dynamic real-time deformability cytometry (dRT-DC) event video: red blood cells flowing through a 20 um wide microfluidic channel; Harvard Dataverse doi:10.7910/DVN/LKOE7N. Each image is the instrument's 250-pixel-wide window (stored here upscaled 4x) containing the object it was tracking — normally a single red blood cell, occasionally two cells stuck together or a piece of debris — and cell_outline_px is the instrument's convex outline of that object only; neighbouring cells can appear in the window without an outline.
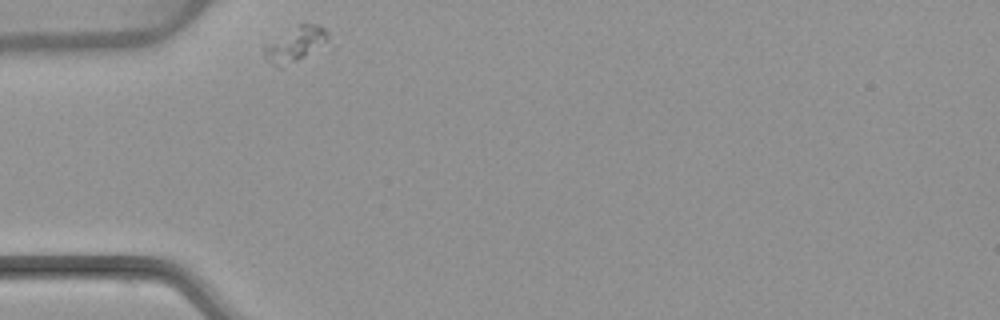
{"species": "common noctule bat (a hibernating species)", "species_latin": "Nyctalus noctula", "temperature_condition": "warm", "stored_images_in_passage": 33, "camera_frame_rate_fps": 3000, "um_per_image_px": 0.085, "animal": {"sex": "female", "body_mass_g": 22.7, "forearm_length_mm": 54.2}, "frame": {"image": 1, "passage_image": 1, "time_ms": 0.0, "image_size_px": [1000, 320], "cell_outline_px": [[328, 40], [304, 56], [280, 68], [272, 64], [264, 56], [264, 44], [300, 24], [316, 24], [324, 28], [328, 36]], "centroid_in_image_um": [25.04, 3.75], "position_along_channel_um": 60.0, "area_um2": 12.31}}
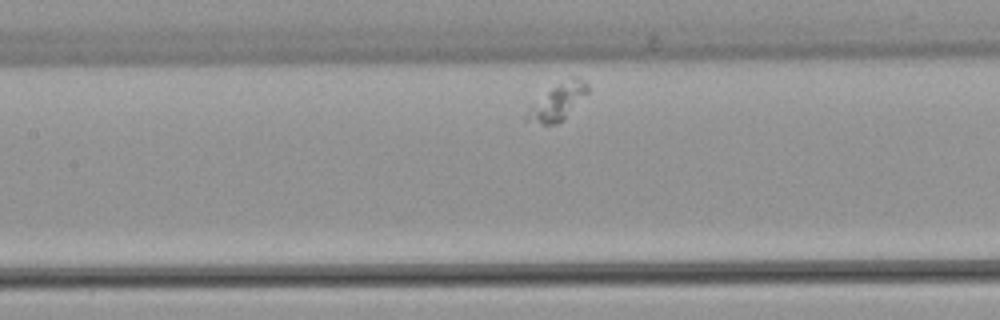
{"frame": {"image": 2, "passage_image": 11, "time_ms": 3.333, "image_size_px": [1000, 320], "cell_outline_px": [[588, 92], [564, 120], [556, 124], [544, 124], [524, 120], [524, 116], [528, 108], [552, 88], [568, 76], [576, 76], [584, 80], [588, 84]], "centroid_in_image_um": [47.42, 8.65], "position_along_channel_um": 160.0, "area_um2": 12.83}}
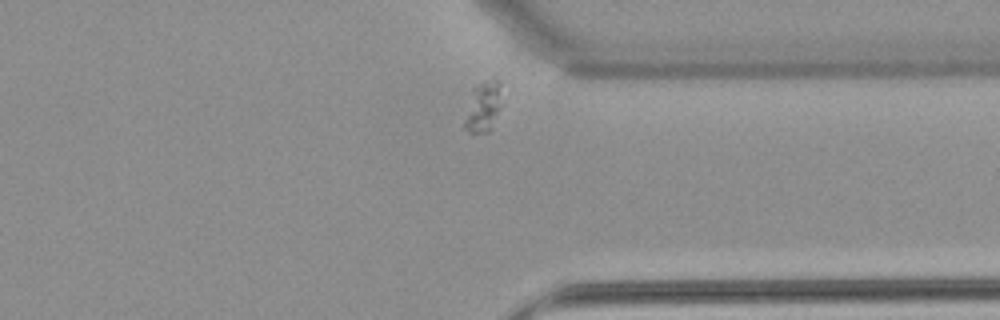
{"frame": {"image": 3, "passage_image": 30, "time_ms": 9.667, "image_size_px": [1000, 320], "cell_outline_px": [[500, 108], [488, 132], [468, 132], [464, 128], [464, 120], [476, 84], [492, 76], [500, 84]], "centroid_in_image_um": [41.08, 9.04], "position_along_channel_um": 370.3, "area_um2": 10.52}}